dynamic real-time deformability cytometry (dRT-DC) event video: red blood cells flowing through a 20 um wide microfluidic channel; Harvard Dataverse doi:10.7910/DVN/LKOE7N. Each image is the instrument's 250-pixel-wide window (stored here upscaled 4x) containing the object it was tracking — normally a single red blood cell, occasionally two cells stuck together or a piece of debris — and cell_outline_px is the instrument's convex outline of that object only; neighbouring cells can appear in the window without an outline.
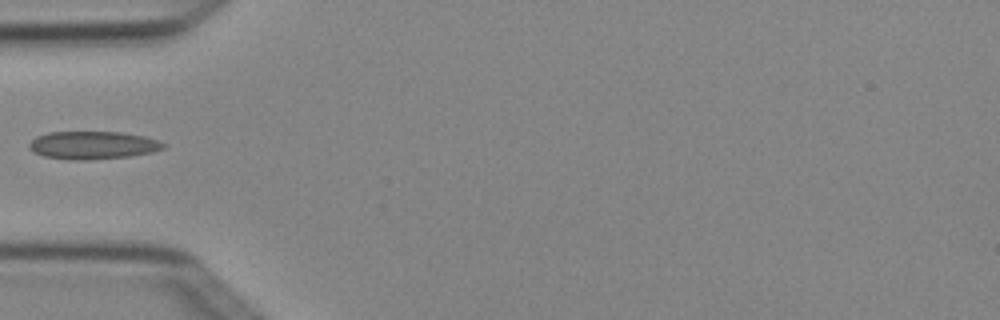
{"species": "Egyptian fruit bat (a non-hibernating species)", "species_latin": "Rousettus aegyptiacus", "temperature_condition": "cold", "stored_images_in_passage": 3, "camera_frame_rate_fps": 3000, "um_per_image_px": 0.085, "animal": {"sex": "female"}, "frame": {"image": 1, "passage_image": 3, "time_ms": 0.667, "image_size_px": [1000, 320], "cell_outline_px": [[168, 144], [164, 148], [152, 152], [132, 156], [88, 160], [68, 160], [44, 156], [32, 152], [28, 148], [28, 144], [36, 136], [48, 132], [120, 132], [144, 136]], "centroid_in_image_um": [7.87, 12.35], "position_along_channel_um": 77.1, "area_um2": 22.02}}